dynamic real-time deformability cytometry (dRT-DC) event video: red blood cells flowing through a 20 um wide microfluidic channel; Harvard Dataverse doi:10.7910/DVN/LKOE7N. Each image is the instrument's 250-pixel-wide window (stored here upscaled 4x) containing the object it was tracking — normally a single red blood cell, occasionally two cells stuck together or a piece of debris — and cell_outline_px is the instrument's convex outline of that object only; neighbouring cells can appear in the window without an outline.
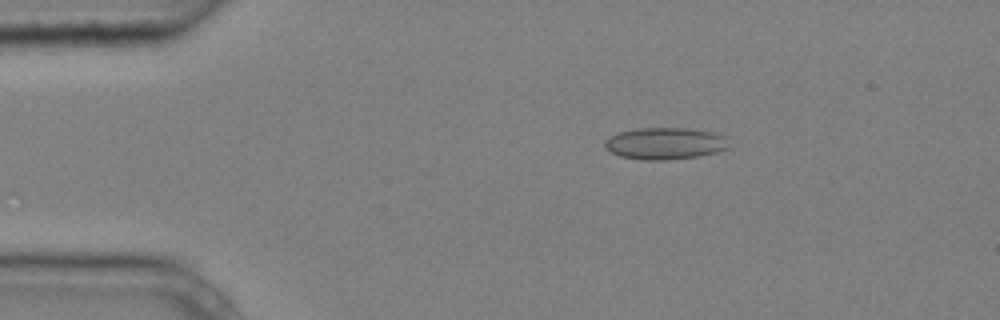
{"species": "common noctule bat (a hibernating species)", "species_latin": "Nyctalus noctula", "temperature_condition": "cold", "stored_images_in_passage": 6, "camera_frame_rate_fps": 3000, "um_per_image_px": 0.085, "animal": {"sex": "male", "body_mass_g": 20.4}, "frame": {"image": 1, "passage_image": 3, "time_ms": 0.667, "image_size_px": [1000, 320], "cell_outline_px": [[728, 148], [716, 152], [696, 156], [664, 160], [644, 160], [620, 156], [604, 148], [604, 140], [620, 132], [636, 128], [688, 128], [712, 132], [728, 136]], "centroid_in_image_um": [56.54, 12.18], "position_along_channel_um": 28.5, "area_um2": 23.0}}
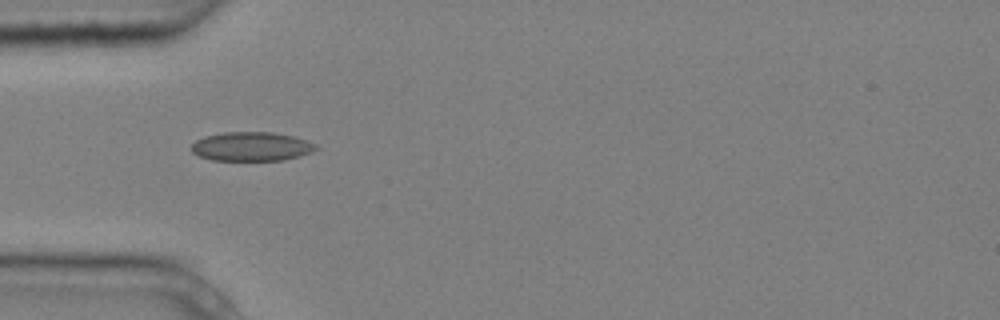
{"frame": {"image": 2, "passage_image": 5, "time_ms": 1.333, "image_size_px": [1000, 320], "cell_outline_px": [[320, 148], [312, 152], [300, 156], [284, 160], [212, 160], [196, 156], [192, 152], [192, 144], [196, 140], [204, 136], [224, 132], [272, 132], [292, 136], [308, 140], [316, 144]], "centroid_in_image_um": [21.39, 12.45], "position_along_channel_um": 63.6, "area_um2": 21.27}}
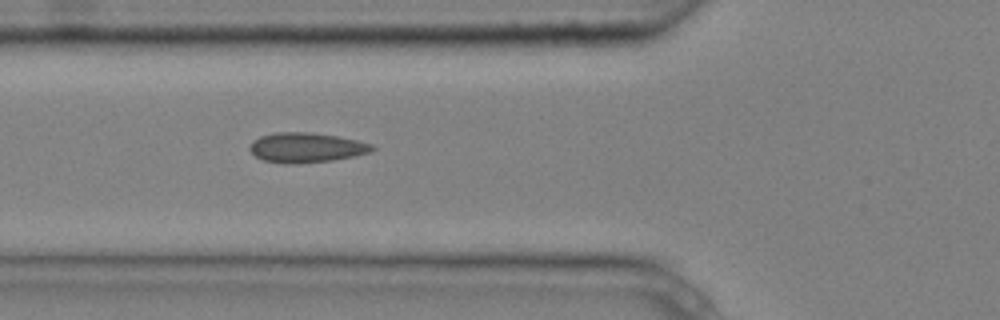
{"frame": {"image": 3, "passage_image": 6, "time_ms": 1.667, "image_size_px": [1000, 320], "cell_outline_px": [[376, 148], [372, 152], [332, 160], [296, 164], [284, 164], [264, 160], [256, 156], [248, 148], [252, 140], [260, 136], [276, 132], [312, 132], [336, 136], [356, 140], [372, 144]], "centroid_in_image_um": [26.01, 12.54], "position_along_channel_um": 99.8, "area_um2": 21.33}}